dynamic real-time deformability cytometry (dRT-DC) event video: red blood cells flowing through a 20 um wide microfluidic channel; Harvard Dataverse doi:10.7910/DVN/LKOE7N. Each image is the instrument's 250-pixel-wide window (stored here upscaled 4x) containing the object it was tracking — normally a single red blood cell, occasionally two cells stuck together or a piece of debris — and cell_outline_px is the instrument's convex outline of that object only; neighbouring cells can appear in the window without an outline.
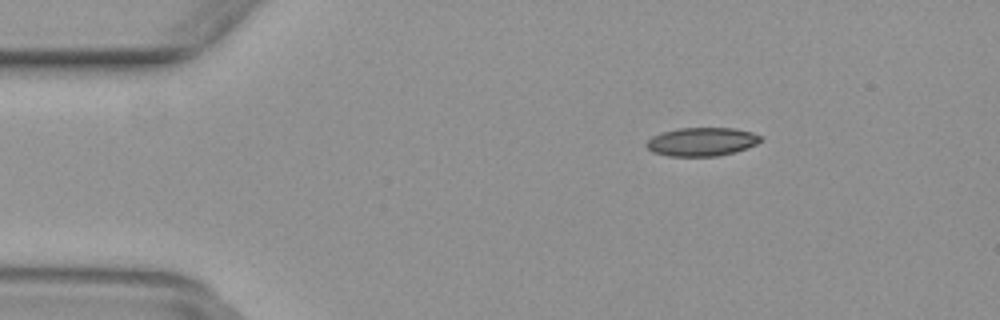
{"species": "common noctule bat (a hibernating species)", "species_latin": "Nyctalus noctula", "temperature_condition": "warm", "stored_images_in_passage": 50, "camera_frame_rate_fps": 3000, "um_per_image_px": 0.085, "animal": {"sex": "female", "body_mass_g": 29.2, "forearm_length_mm": 56.3}, "frame": {"image": 1, "passage_image": 8, "time_ms": 2.333, "image_size_px": [1000, 320], "cell_outline_px": [[764, 140], [756, 144], [732, 152], [716, 156], [668, 156], [652, 152], [644, 144], [652, 136], [664, 132], [680, 128], [736, 128], [752, 132], [764, 136]], "centroid_in_image_um": [59.67, 12.04], "position_along_channel_um": 25.3, "area_um2": 18.96}}
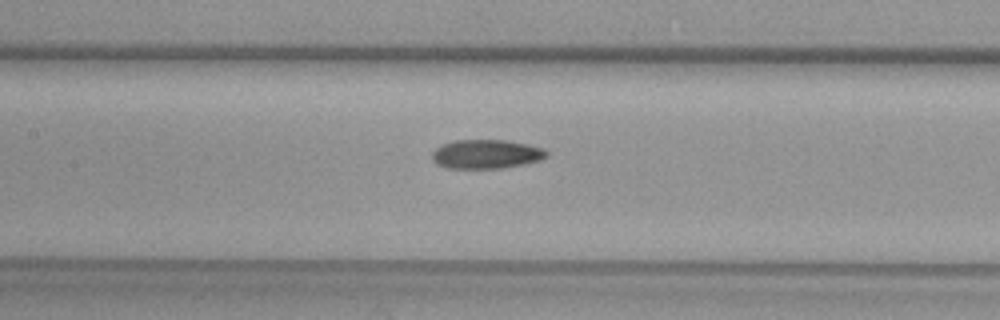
{"frame": {"image": 2, "passage_image": 23, "time_ms": 7.333, "image_size_px": [1000, 320], "cell_outline_px": [[548, 156], [540, 160], [524, 164], [500, 168], [448, 168], [436, 164], [432, 160], [432, 152], [440, 144], [456, 140], [508, 140], [528, 144], [544, 148], [548, 152]], "centroid_in_image_um": [41.33, 13.09], "position_along_channel_um": 166.1, "area_um2": 19.54}}
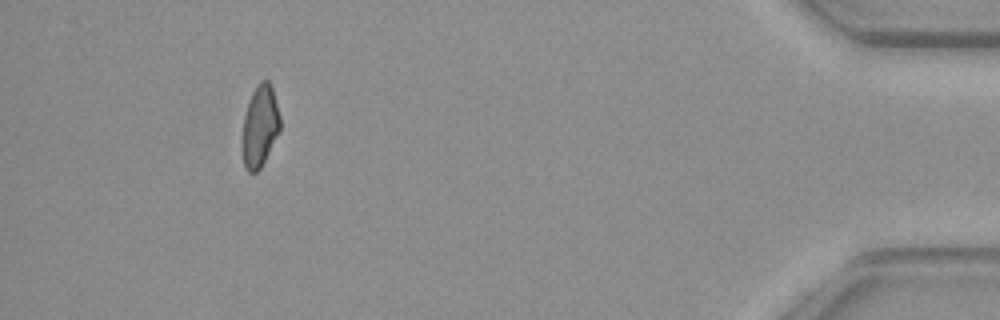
{"frame": {"image": 3, "passage_image": 46, "time_ms": 15.0, "image_size_px": [1000, 320], "cell_outline_px": [[280, 132], [260, 168], [256, 172], [248, 172], [244, 168], [240, 148], [240, 140], [244, 116], [248, 100], [256, 84], [260, 80], [268, 80], [272, 88], [280, 116]], "centroid_in_image_um": [22.05, 10.75], "position_along_channel_um": 413.2, "area_um2": 18.55}}